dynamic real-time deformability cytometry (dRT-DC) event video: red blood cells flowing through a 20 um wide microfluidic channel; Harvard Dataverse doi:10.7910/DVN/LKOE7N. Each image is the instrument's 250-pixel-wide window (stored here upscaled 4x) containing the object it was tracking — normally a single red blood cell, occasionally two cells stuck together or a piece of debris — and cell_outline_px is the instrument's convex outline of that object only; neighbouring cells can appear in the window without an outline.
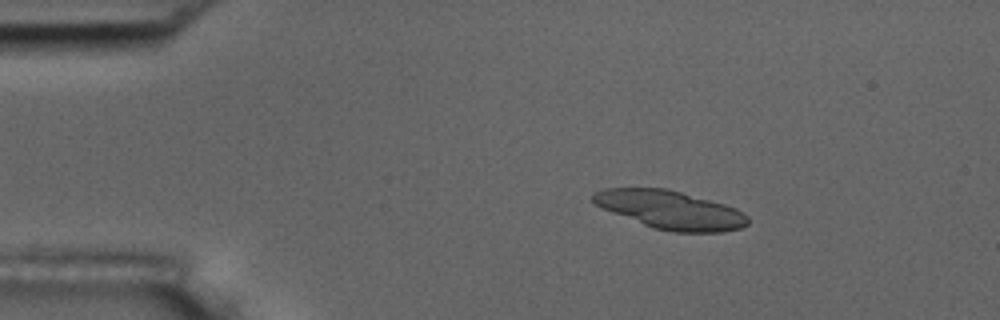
{"species": "common noctule bat (a hibernating species)", "species_latin": "Nyctalus noctula", "temperature_condition": "room temperature", "stored_images_in_passage": 6, "segment_of_instrument_passage": [1, 2], "camera_frame_rate_fps": 3000, "um_per_image_px": 0.085, "animal": {"sex": "male", "body_mass_g": 17.5, "forearm_length_mm": 52.3}, "frame": {"image": 1, "passage_image": 3, "time_ms": 2.333, "image_size_px": [1000, 320], "cell_outline_px": [[748, 224], [740, 228], [720, 232], [672, 232], [652, 228], [604, 208], [596, 204], [592, 200], [592, 192], [604, 188], [668, 188], [724, 204], [736, 208], [744, 212], [748, 216]], "centroid_in_image_um": [57.0, 17.83], "position_along_channel_um": 28.0, "area_um2": 34.45}}